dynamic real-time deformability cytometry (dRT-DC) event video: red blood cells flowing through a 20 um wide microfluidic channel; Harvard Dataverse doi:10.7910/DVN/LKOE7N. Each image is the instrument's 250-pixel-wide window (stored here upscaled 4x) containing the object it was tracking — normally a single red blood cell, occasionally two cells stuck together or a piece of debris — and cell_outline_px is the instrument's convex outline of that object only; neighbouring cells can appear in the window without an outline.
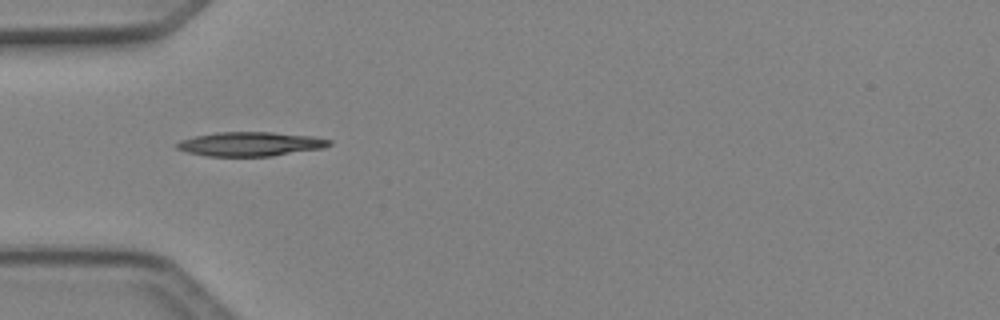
{"species": "Egyptian fruit bat (a non-hibernating species)", "species_latin": "Rousettus aegyptiacus", "temperature_condition": "cold", "stored_images_in_passage": 7, "camera_frame_rate_fps": 3000, "um_per_image_px": 0.085, "animal": {"sex": "female"}, "frame": {"image": 1, "passage_image": 5, "time_ms": 1.333, "image_size_px": [1000, 320], "cell_outline_px": [[332, 144], [324, 148], [272, 156], [208, 156], [188, 152], [176, 148], [176, 144], [180, 140], [196, 136], [216, 132], [272, 132], [312, 136], [332, 140]], "centroid_in_image_um": [21.31, 12.24], "position_along_channel_um": 63.7, "area_um2": 21.44}}
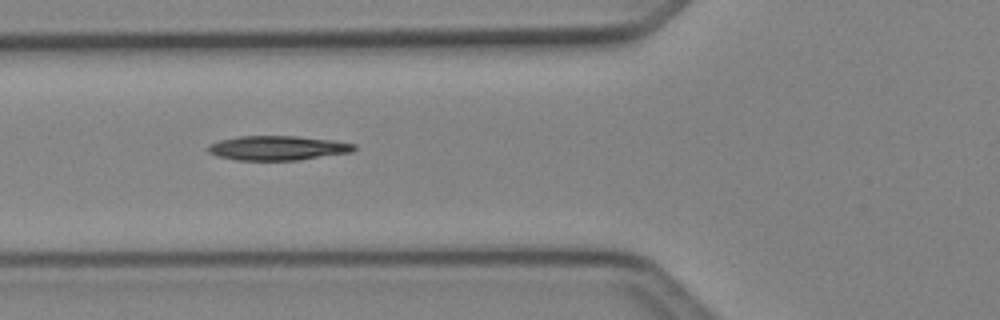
{"frame": {"image": 2, "passage_image": 6, "time_ms": 1.667, "image_size_px": [1000, 320], "cell_outline_px": [[356, 148], [352, 152], [296, 160], [236, 160], [216, 156], [208, 152], [208, 144], [220, 140], [236, 136], [296, 136], [332, 140], [356, 144]], "centroid_in_image_um": [23.56, 12.57], "position_along_channel_um": 102.2, "area_um2": 20.81}}
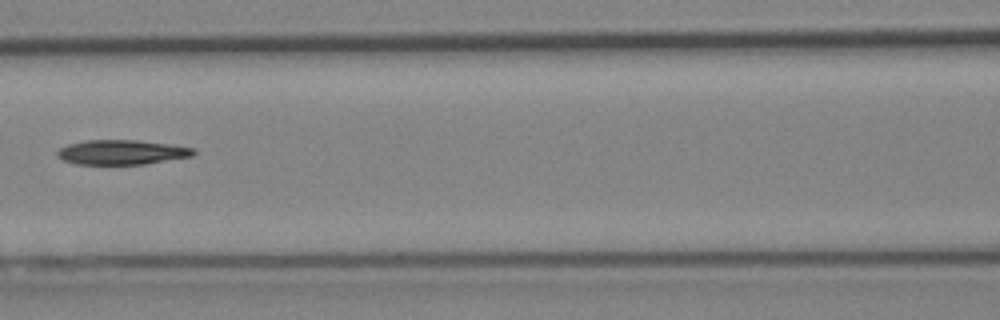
{"frame": {"image": 3, "passage_image": 7, "time_ms": 2.0, "image_size_px": [1000, 320], "cell_outline_px": [[196, 152], [192, 156], [144, 164], [76, 164], [64, 160], [56, 156], [56, 152], [60, 148], [68, 144], [84, 140], [136, 140], [168, 144], [196, 148]], "centroid_in_image_um": [10.33, 12.93], "position_along_channel_um": 156.3, "area_um2": 19.54}}